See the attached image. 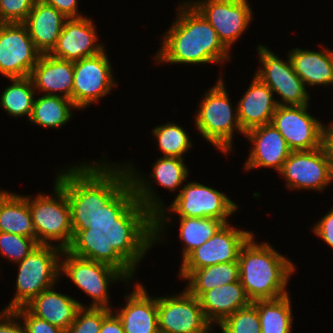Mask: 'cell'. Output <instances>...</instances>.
Returning <instances> with one entry per match:
<instances>
[{
	"label": "cell",
	"mask_w": 333,
	"mask_h": 333,
	"mask_svg": "<svg viewBox=\"0 0 333 333\" xmlns=\"http://www.w3.org/2000/svg\"><path fill=\"white\" fill-rule=\"evenodd\" d=\"M126 167L129 182L89 218L88 229L73 233L65 250L76 257L107 264L130 280L146 251L159 240L163 221L168 217L149 182L138 178L130 164Z\"/></svg>",
	"instance_id": "obj_1"
},
{
	"label": "cell",
	"mask_w": 333,
	"mask_h": 333,
	"mask_svg": "<svg viewBox=\"0 0 333 333\" xmlns=\"http://www.w3.org/2000/svg\"><path fill=\"white\" fill-rule=\"evenodd\" d=\"M104 163V164H103ZM83 164L58 174L56 183L65 191L71 210L73 233L89 228V218L107 204L128 182L126 166Z\"/></svg>",
	"instance_id": "obj_2"
},
{
	"label": "cell",
	"mask_w": 333,
	"mask_h": 333,
	"mask_svg": "<svg viewBox=\"0 0 333 333\" xmlns=\"http://www.w3.org/2000/svg\"><path fill=\"white\" fill-rule=\"evenodd\" d=\"M179 9L176 22L163 37L156 63L204 64L230 59L229 50L216 30L190 1L181 4Z\"/></svg>",
	"instance_id": "obj_3"
},
{
	"label": "cell",
	"mask_w": 333,
	"mask_h": 333,
	"mask_svg": "<svg viewBox=\"0 0 333 333\" xmlns=\"http://www.w3.org/2000/svg\"><path fill=\"white\" fill-rule=\"evenodd\" d=\"M252 235L239 253V279L251 302L272 300L288 294L285 290L295 267L268 243L257 244Z\"/></svg>",
	"instance_id": "obj_4"
},
{
	"label": "cell",
	"mask_w": 333,
	"mask_h": 333,
	"mask_svg": "<svg viewBox=\"0 0 333 333\" xmlns=\"http://www.w3.org/2000/svg\"><path fill=\"white\" fill-rule=\"evenodd\" d=\"M62 251V248L52 244H39L22 261L17 262L16 294L5 310L24 307L41 292L55 286L57 277L62 274L59 264Z\"/></svg>",
	"instance_id": "obj_5"
},
{
	"label": "cell",
	"mask_w": 333,
	"mask_h": 333,
	"mask_svg": "<svg viewBox=\"0 0 333 333\" xmlns=\"http://www.w3.org/2000/svg\"><path fill=\"white\" fill-rule=\"evenodd\" d=\"M222 78L216 85L207 91L199 110L196 113L195 123L201 135L220 151L228 153L232 147L234 129L245 135L242 129L237 108L235 114L226 93Z\"/></svg>",
	"instance_id": "obj_6"
},
{
	"label": "cell",
	"mask_w": 333,
	"mask_h": 333,
	"mask_svg": "<svg viewBox=\"0 0 333 333\" xmlns=\"http://www.w3.org/2000/svg\"><path fill=\"white\" fill-rule=\"evenodd\" d=\"M54 190V198L39 194L31 200L28 196V204L37 242L59 241L58 247L65 250L73 238L71 210L65 191L56 182Z\"/></svg>",
	"instance_id": "obj_7"
},
{
	"label": "cell",
	"mask_w": 333,
	"mask_h": 333,
	"mask_svg": "<svg viewBox=\"0 0 333 333\" xmlns=\"http://www.w3.org/2000/svg\"><path fill=\"white\" fill-rule=\"evenodd\" d=\"M61 256L66 258L60 263V271L92 297L93 303L90 307L111 309L108 303L110 282L118 281V279L124 282L128 279L119 270L107 264L76 257L66 250L62 251Z\"/></svg>",
	"instance_id": "obj_8"
},
{
	"label": "cell",
	"mask_w": 333,
	"mask_h": 333,
	"mask_svg": "<svg viewBox=\"0 0 333 333\" xmlns=\"http://www.w3.org/2000/svg\"><path fill=\"white\" fill-rule=\"evenodd\" d=\"M290 189H324L333 180V165L325 145L310 151H291L279 171Z\"/></svg>",
	"instance_id": "obj_9"
},
{
	"label": "cell",
	"mask_w": 333,
	"mask_h": 333,
	"mask_svg": "<svg viewBox=\"0 0 333 333\" xmlns=\"http://www.w3.org/2000/svg\"><path fill=\"white\" fill-rule=\"evenodd\" d=\"M308 106L278 105L272 117L271 124L291 151H310L324 145L325 125L307 112Z\"/></svg>",
	"instance_id": "obj_10"
},
{
	"label": "cell",
	"mask_w": 333,
	"mask_h": 333,
	"mask_svg": "<svg viewBox=\"0 0 333 333\" xmlns=\"http://www.w3.org/2000/svg\"><path fill=\"white\" fill-rule=\"evenodd\" d=\"M41 53L24 23H0V73L9 79L29 77Z\"/></svg>",
	"instance_id": "obj_11"
},
{
	"label": "cell",
	"mask_w": 333,
	"mask_h": 333,
	"mask_svg": "<svg viewBox=\"0 0 333 333\" xmlns=\"http://www.w3.org/2000/svg\"><path fill=\"white\" fill-rule=\"evenodd\" d=\"M252 235V232L224 224L209 240L182 260L180 277L183 279L191 271L206 266L238 261L242 246Z\"/></svg>",
	"instance_id": "obj_12"
},
{
	"label": "cell",
	"mask_w": 333,
	"mask_h": 333,
	"mask_svg": "<svg viewBox=\"0 0 333 333\" xmlns=\"http://www.w3.org/2000/svg\"><path fill=\"white\" fill-rule=\"evenodd\" d=\"M159 333H208L206 319L197 297L187 290L178 296L157 298Z\"/></svg>",
	"instance_id": "obj_13"
},
{
	"label": "cell",
	"mask_w": 333,
	"mask_h": 333,
	"mask_svg": "<svg viewBox=\"0 0 333 333\" xmlns=\"http://www.w3.org/2000/svg\"><path fill=\"white\" fill-rule=\"evenodd\" d=\"M258 54L263 68L255 74L272 92L281 96L280 106L308 105L309 94L305 84L295 73L290 58L281 60L265 46L258 45Z\"/></svg>",
	"instance_id": "obj_14"
},
{
	"label": "cell",
	"mask_w": 333,
	"mask_h": 333,
	"mask_svg": "<svg viewBox=\"0 0 333 333\" xmlns=\"http://www.w3.org/2000/svg\"><path fill=\"white\" fill-rule=\"evenodd\" d=\"M238 206L224 193L206 185L189 182L178 193L170 206L179 217L214 218L227 224V217L236 211Z\"/></svg>",
	"instance_id": "obj_15"
},
{
	"label": "cell",
	"mask_w": 333,
	"mask_h": 333,
	"mask_svg": "<svg viewBox=\"0 0 333 333\" xmlns=\"http://www.w3.org/2000/svg\"><path fill=\"white\" fill-rule=\"evenodd\" d=\"M105 50L97 55L74 62L72 102L78 108H86L117 85Z\"/></svg>",
	"instance_id": "obj_16"
},
{
	"label": "cell",
	"mask_w": 333,
	"mask_h": 333,
	"mask_svg": "<svg viewBox=\"0 0 333 333\" xmlns=\"http://www.w3.org/2000/svg\"><path fill=\"white\" fill-rule=\"evenodd\" d=\"M202 1V2H201ZM191 4L216 30L222 44L229 50L246 30L252 19L247 0H201Z\"/></svg>",
	"instance_id": "obj_17"
},
{
	"label": "cell",
	"mask_w": 333,
	"mask_h": 333,
	"mask_svg": "<svg viewBox=\"0 0 333 333\" xmlns=\"http://www.w3.org/2000/svg\"><path fill=\"white\" fill-rule=\"evenodd\" d=\"M96 40V30L90 18H70L64 22L57 43L49 54L75 62L104 50L103 45L96 43Z\"/></svg>",
	"instance_id": "obj_18"
},
{
	"label": "cell",
	"mask_w": 333,
	"mask_h": 333,
	"mask_svg": "<svg viewBox=\"0 0 333 333\" xmlns=\"http://www.w3.org/2000/svg\"><path fill=\"white\" fill-rule=\"evenodd\" d=\"M244 136L254 147L244 165L246 170L258 167H272L278 172L281 170L291 150L284 137L271 123L249 129Z\"/></svg>",
	"instance_id": "obj_19"
},
{
	"label": "cell",
	"mask_w": 333,
	"mask_h": 333,
	"mask_svg": "<svg viewBox=\"0 0 333 333\" xmlns=\"http://www.w3.org/2000/svg\"><path fill=\"white\" fill-rule=\"evenodd\" d=\"M29 78L34 88L47 95L59 96L58 91L61 97L72 100L74 62L41 54Z\"/></svg>",
	"instance_id": "obj_20"
},
{
	"label": "cell",
	"mask_w": 333,
	"mask_h": 333,
	"mask_svg": "<svg viewBox=\"0 0 333 333\" xmlns=\"http://www.w3.org/2000/svg\"><path fill=\"white\" fill-rule=\"evenodd\" d=\"M272 90L257 76L253 77L248 90L237 104V114L242 129L246 132L257 126L270 124L278 107Z\"/></svg>",
	"instance_id": "obj_21"
},
{
	"label": "cell",
	"mask_w": 333,
	"mask_h": 333,
	"mask_svg": "<svg viewBox=\"0 0 333 333\" xmlns=\"http://www.w3.org/2000/svg\"><path fill=\"white\" fill-rule=\"evenodd\" d=\"M145 287L136 284L127 304L116 313L125 333H159L157 297H149Z\"/></svg>",
	"instance_id": "obj_22"
},
{
	"label": "cell",
	"mask_w": 333,
	"mask_h": 333,
	"mask_svg": "<svg viewBox=\"0 0 333 333\" xmlns=\"http://www.w3.org/2000/svg\"><path fill=\"white\" fill-rule=\"evenodd\" d=\"M67 19L53 6L41 0L35 2L24 24L35 48L41 54H49L55 47Z\"/></svg>",
	"instance_id": "obj_23"
},
{
	"label": "cell",
	"mask_w": 333,
	"mask_h": 333,
	"mask_svg": "<svg viewBox=\"0 0 333 333\" xmlns=\"http://www.w3.org/2000/svg\"><path fill=\"white\" fill-rule=\"evenodd\" d=\"M53 288L44 290L24 307L34 316L65 330L74 322L77 311L84 306Z\"/></svg>",
	"instance_id": "obj_24"
},
{
	"label": "cell",
	"mask_w": 333,
	"mask_h": 333,
	"mask_svg": "<svg viewBox=\"0 0 333 333\" xmlns=\"http://www.w3.org/2000/svg\"><path fill=\"white\" fill-rule=\"evenodd\" d=\"M198 300L211 325L213 321L221 324L231 314L251 303L240 279L230 284L215 287L203 293Z\"/></svg>",
	"instance_id": "obj_25"
},
{
	"label": "cell",
	"mask_w": 333,
	"mask_h": 333,
	"mask_svg": "<svg viewBox=\"0 0 333 333\" xmlns=\"http://www.w3.org/2000/svg\"><path fill=\"white\" fill-rule=\"evenodd\" d=\"M295 73L306 84H333V51L324 49L319 52L296 48L289 51Z\"/></svg>",
	"instance_id": "obj_26"
},
{
	"label": "cell",
	"mask_w": 333,
	"mask_h": 333,
	"mask_svg": "<svg viewBox=\"0 0 333 333\" xmlns=\"http://www.w3.org/2000/svg\"><path fill=\"white\" fill-rule=\"evenodd\" d=\"M0 232L35 238L28 196L0 191Z\"/></svg>",
	"instance_id": "obj_27"
},
{
	"label": "cell",
	"mask_w": 333,
	"mask_h": 333,
	"mask_svg": "<svg viewBox=\"0 0 333 333\" xmlns=\"http://www.w3.org/2000/svg\"><path fill=\"white\" fill-rule=\"evenodd\" d=\"M184 279L189 280L186 290L199 298L203 293L239 280L238 261L206 266L191 271Z\"/></svg>",
	"instance_id": "obj_28"
},
{
	"label": "cell",
	"mask_w": 333,
	"mask_h": 333,
	"mask_svg": "<svg viewBox=\"0 0 333 333\" xmlns=\"http://www.w3.org/2000/svg\"><path fill=\"white\" fill-rule=\"evenodd\" d=\"M77 108L72 100L64 97L47 95L34 99L32 113L29 118L31 123L48 128H58L70 121L72 111Z\"/></svg>",
	"instance_id": "obj_29"
},
{
	"label": "cell",
	"mask_w": 333,
	"mask_h": 333,
	"mask_svg": "<svg viewBox=\"0 0 333 333\" xmlns=\"http://www.w3.org/2000/svg\"><path fill=\"white\" fill-rule=\"evenodd\" d=\"M259 314L261 333H291L292 312L289 295L252 302Z\"/></svg>",
	"instance_id": "obj_30"
},
{
	"label": "cell",
	"mask_w": 333,
	"mask_h": 333,
	"mask_svg": "<svg viewBox=\"0 0 333 333\" xmlns=\"http://www.w3.org/2000/svg\"><path fill=\"white\" fill-rule=\"evenodd\" d=\"M179 238L186 244L183 259L209 240L225 223L214 218L180 217Z\"/></svg>",
	"instance_id": "obj_31"
},
{
	"label": "cell",
	"mask_w": 333,
	"mask_h": 333,
	"mask_svg": "<svg viewBox=\"0 0 333 333\" xmlns=\"http://www.w3.org/2000/svg\"><path fill=\"white\" fill-rule=\"evenodd\" d=\"M9 87L3 91L1 106L12 116L30 118L34 103L35 88L29 77L13 78Z\"/></svg>",
	"instance_id": "obj_32"
},
{
	"label": "cell",
	"mask_w": 333,
	"mask_h": 333,
	"mask_svg": "<svg viewBox=\"0 0 333 333\" xmlns=\"http://www.w3.org/2000/svg\"><path fill=\"white\" fill-rule=\"evenodd\" d=\"M153 135L164 157L182 158L183 154L192 147L185 130L175 123L168 122L153 129Z\"/></svg>",
	"instance_id": "obj_33"
},
{
	"label": "cell",
	"mask_w": 333,
	"mask_h": 333,
	"mask_svg": "<svg viewBox=\"0 0 333 333\" xmlns=\"http://www.w3.org/2000/svg\"><path fill=\"white\" fill-rule=\"evenodd\" d=\"M150 177L168 190L174 192L186 180L188 168H186L183 158L162 157L153 166Z\"/></svg>",
	"instance_id": "obj_34"
},
{
	"label": "cell",
	"mask_w": 333,
	"mask_h": 333,
	"mask_svg": "<svg viewBox=\"0 0 333 333\" xmlns=\"http://www.w3.org/2000/svg\"><path fill=\"white\" fill-rule=\"evenodd\" d=\"M219 326L222 333H261L257 307L252 302L231 314Z\"/></svg>",
	"instance_id": "obj_35"
},
{
	"label": "cell",
	"mask_w": 333,
	"mask_h": 333,
	"mask_svg": "<svg viewBox=\"0 0 333 333\" xmlns=\"http://www.w3.org/2000/svg\"><path fill=\"white\" fill-rule=\"evenodd\" d=\"M112 311L108 308L81 307L74 322L64 333H99L103 319Z\"/></svg>",
	"instance_id": "obj_36"
},
{
	"label": "cell",
	"mask_w": 333,
	"mask_h": 333,
	"mask_svg": "<svg viewBox=\"0 0 333 333\" xmlns=\"http://www.w3.org/2000/svg\"><path fill=\"white\" fill-rule=\"evenodd\" d=\"M38 245L36 238L0 232V254L15 263L22 261Z\"/></svg>",
	"instance_id": "obj_37"
},
{
	"label": "cell",
	"mask_w": 333,
	"mask_h": 333,
	"mask_svg": "<svg viewBox=\"0 0 333 333\" xmlns=\"http://www.w3.org/2000/svg\"><path fill=\"white\" fill-rule=\"evenodd\" d=\"M37 0H0V23H24Z\"/></svg>",
	"instance_id": "obj_38"
},
{
	"label": "cell",
	"mask_w": 333,
	"mask_h": 333,
	"mask_svg": "<svg viewBox=\"0 0 333 333\" xmlns=\"http://www.w3.org/2000/svg\"><path fill=\"white\" fill-rule=\"evenodd\" d=\"M13 311L17 314V319H23L25 333H64V330L34 316L25 307Z\"/></svg>",
	"instance_id": "obj_39"
},
{
	"label": "cell",
	"mask_w": 333,
	"mask_h": 333,
	"mask_svg": "<svg viewBox=\"0 0 333 333\" xmlns=\"http://www.w3.org/2000/svg\"><path fill=\"white\" fill-rule=\"evenodd\" d=\"M313 231L333 249V208L314 225Z\"/></svg>",
	"instance_id": "obj_40"
},
{
	"label": "cell",
	"mask_w": 333,
	"mask_h": 333,
	"mask_svg": "<svg viewBox=\"0 0 333 333\" xmlns=\"http://www.w3.org/2000/svg\"><path fill=\"white\" fill-rule=\"evenodd\" d=\"M0 313V333H25L24 326L18 324L17 314L13 310H3Z\"/></svg>",
	"instance_id": "obj_41"
},
{
	"label": "cell",
	"mask_w": 333,
	"mask_h": 333,
	"mask_svg": "<svg viewBox=\"0 0 333 333\" xmlns=\"http://www.w3.org/2000/svg\"><path fill=\"white\" fill-rule=\"evenodd\" d=\"M42 2L53 6L66 18H82V15L77 14V0H41Z\"/></svg>",
	"instance_id": "obj_42"
},
{
	"label": "cell",
	"mask_w": 333,
	"mask_h": 333,
	"mask_svg": "<svg viewBox=\"0 0 333 333\" xmlns=\"http://www.w3.org/2000/svg\"><path fill=\"white\" fill-rule=\"evenodd\" d=\"M99 333H125L119 317L111 311L102 321Z\"/></svg>",
	"instance_id": "obj_43"
},
{
	"label": "cell",
	"mask_w": 333,
	"mask_h": 333,
	"mask_svg": "<svg viewBox=\"0 0 333 333\" xmlns=\"http://www.w3.org/2000/svg\"><path fill=\"white\" fill-rule=\"evenodd\" d=\"M324 145L328 150L330 159L333 165V123H330L329 127L325 126L324 130Z\"/></svg>",
	"instance_id": "obj_44"
}]
</instances>
